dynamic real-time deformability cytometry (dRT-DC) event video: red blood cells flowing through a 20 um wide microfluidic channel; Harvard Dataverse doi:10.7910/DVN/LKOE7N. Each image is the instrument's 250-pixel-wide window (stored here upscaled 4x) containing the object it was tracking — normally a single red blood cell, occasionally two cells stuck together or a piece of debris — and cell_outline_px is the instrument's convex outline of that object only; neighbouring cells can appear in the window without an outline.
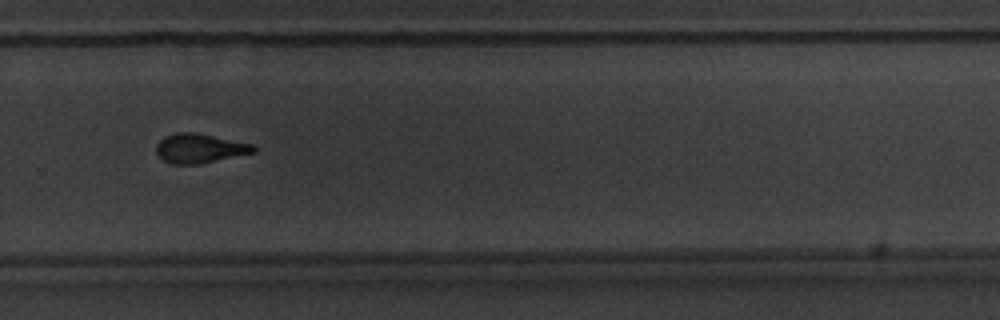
{"species": "common noctule bat (a hibernating species)", "species_latin": "Nyctalus noctula", "temperature_condition": "warm", "stored_images_in_passage": 38, "camera_frame_rate_fps": 3000, "um_per_image_px": 0.085, "animal": {"sex": "male", "body_mass_g": 20.1, "forearm_length_mm": 53.5}, "frame": {"image": 1, "passage_image": 22, "time_ms": 7.0, "image_size_px": [1000, 320], "cell_outline_px": [[256, 152], [200, 164], [172, 164], [164, 160], [156, 152], [156, 144], [164, 136], [176, 132], [192, 132], [256, 144]], "centroid_in_image_um": [16.99, 12.61], "position_along_channel_um": 312.8, "area_um2": 16.7}}
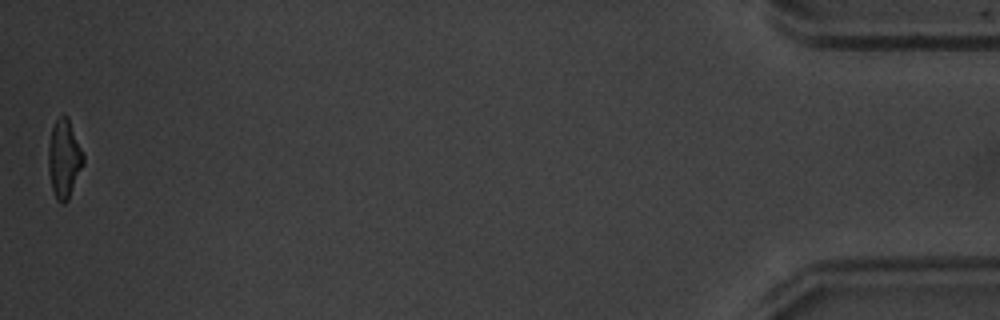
{"frame": {"image": 2, "passage_image": 38, "time_ms": 12.333, "image_size_px": [1000, 320], "cell_outline_px": [[84, 164], [68, 200], [64, 204], [56, 200], [52, 188], [48, 168], [48, 148], [52, 128], [56, 120], [60, 116], [68, 116], [84, 156]], "centroid_in_image_um": [5.45, 13.51], "position_along_channel_um": 429.8, "area_um2": 15.9}, "authors_computed_cell_mechanics": {"area_um2": 16.7331, "velocity_mm_per_s": 3.8635, "shape_relaxation_time_tau1_ms": 3.5848, "shape_relaxation_time_tau2_ms": 2.2326, "deformation_change_tau1": 0.1949, "deformation_change_tau2": 0.1078}}